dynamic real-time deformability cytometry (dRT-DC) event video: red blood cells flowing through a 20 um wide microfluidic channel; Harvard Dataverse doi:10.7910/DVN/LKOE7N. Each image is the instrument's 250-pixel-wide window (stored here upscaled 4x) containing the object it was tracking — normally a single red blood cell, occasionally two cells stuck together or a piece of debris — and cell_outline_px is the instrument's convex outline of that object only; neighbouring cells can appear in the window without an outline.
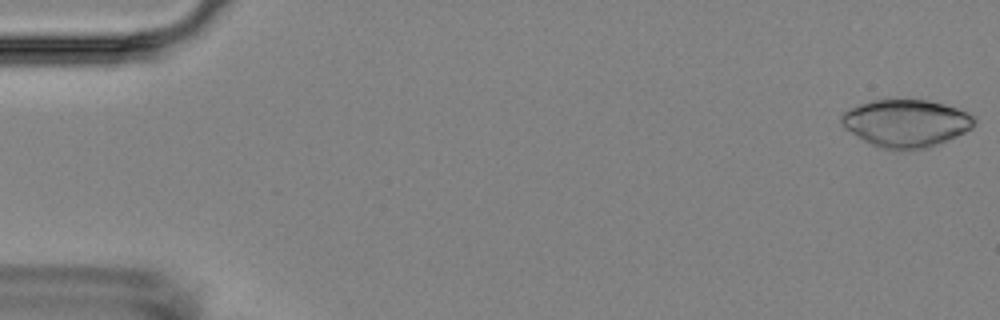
{"species": "Egyptian fruit bat (a non-hibernating species)", "species_latin": "Rousettus aegyptiacus", "temperature_condition": "room temperature", "stored_images_in_passage": 5, "camera_frame_rate_fps": 3000, "um_per_image_px": 0.085, "animal": {"sex": "female"}, "frame": {"image": 1, "passage_image": 1, "time_ms": 0.0, "image_size_px": [1000, 320], "cell_outline_px": [[976, 124], [972, 128], [956, 136], [928, 148], [900, 152], [896, 152], [872, 144], [856, 136], [840, 120], [840, 116], [844, 112], [860, 104], [872, 100], [928, 100], [944, 104], [968, 112], [976, 120]], "centroid_in_image_um": [77.05, 10.49], "position_along_channel_um": 8.0, "area_um2": 36.7}}